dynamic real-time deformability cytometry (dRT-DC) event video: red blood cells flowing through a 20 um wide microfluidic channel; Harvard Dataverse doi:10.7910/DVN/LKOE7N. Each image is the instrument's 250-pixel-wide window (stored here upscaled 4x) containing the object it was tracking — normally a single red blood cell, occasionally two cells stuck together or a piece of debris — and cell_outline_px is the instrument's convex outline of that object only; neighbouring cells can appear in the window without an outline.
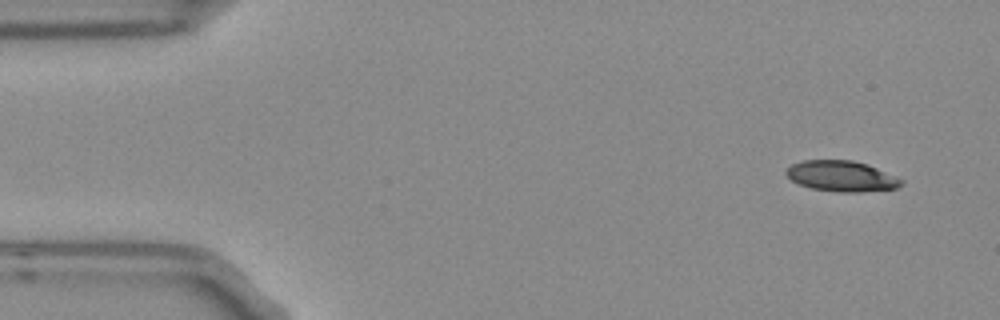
{"species": "Egyptian fruit bat (a non-hibernating species)", "species_latin": "Rousettus aegyptiacus", "temperature_condition": "room temperature", "stored_images_in_passage": 4, "camera_frame_rate_fps": 3000, "um_per_image_px": 0.085, "frame": {"image": 1, "passage_image": 1, "time_ms": 0.0, "image_size_px": [1000, 320], "cell_outline_px": [[904, 184], [896, 188], [864, 192], [836, 192], [812, 188], [800, 184], [792, 180], [784, 172], [792, 164], [804, 160], [852, 160], [868, 164], [904, 180]], "centroid_in_image_um": [71.56, 14.97], "position_along_channel_um": 13.4, "area_um2": 20.58}}
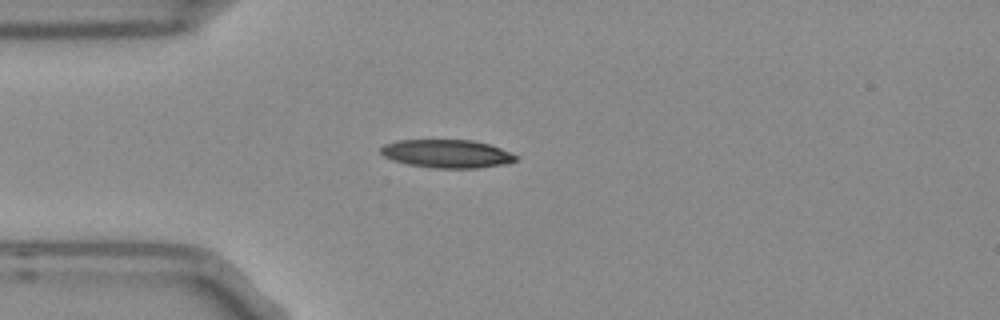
{"frame": {"image": 2, "passage_image": 4, "time_ms": 1.0, "image_size_px": [1000, 320], "cell_outline_px": [[520, 156], [516, 160], [508, 164], [476, 168], [432, 168], [408, 164], [392, 160], [384, 156], [380, 152], [380, 148], [384, 144], [396, 140], [472, 140], [488, 144], [500, 148]], "centroid_in_image_um": [38.0, 13.07], "position_along_channel_um": 47.0, "area_um2": 22.37}}